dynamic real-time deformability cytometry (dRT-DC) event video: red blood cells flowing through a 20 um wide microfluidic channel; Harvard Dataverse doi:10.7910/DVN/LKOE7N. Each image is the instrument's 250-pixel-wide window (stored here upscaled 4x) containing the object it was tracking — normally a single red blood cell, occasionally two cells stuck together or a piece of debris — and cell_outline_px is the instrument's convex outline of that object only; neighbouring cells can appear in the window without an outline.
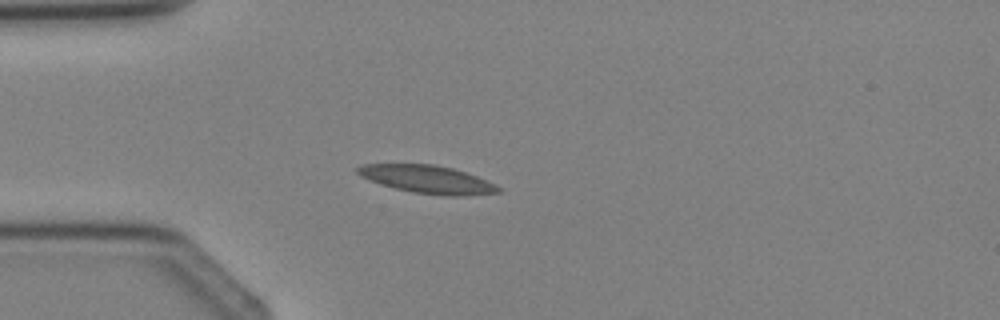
{"species": "Egyptian fruit bat (a non-hibernating species)", "species_latin": "Rousettus aegyptiacus", "temperature_condition": "cold", "stored_images_in_passage": 3, "camera_frame_rate_fps": 3000, "um_per_image_px": 0.085, "animal": {"sex": "female"}, "frame": {"image": 1, "passage_image": 3, "time_ms": 2.0, "image_size_px": [1000, 320], "cell_outline_px": [[504, 192], [468, 196], [448, 196], [412, 192], [396, 188], [360, 176], [356, 172], [356, 168], [364, 164], [436, 164], [452, 168], [488, 180], [500, 188]], "centroid_in_image_um": [36.4, 15.25], "position_along_channel_um": 48.6, "area_um2": 22.77}}